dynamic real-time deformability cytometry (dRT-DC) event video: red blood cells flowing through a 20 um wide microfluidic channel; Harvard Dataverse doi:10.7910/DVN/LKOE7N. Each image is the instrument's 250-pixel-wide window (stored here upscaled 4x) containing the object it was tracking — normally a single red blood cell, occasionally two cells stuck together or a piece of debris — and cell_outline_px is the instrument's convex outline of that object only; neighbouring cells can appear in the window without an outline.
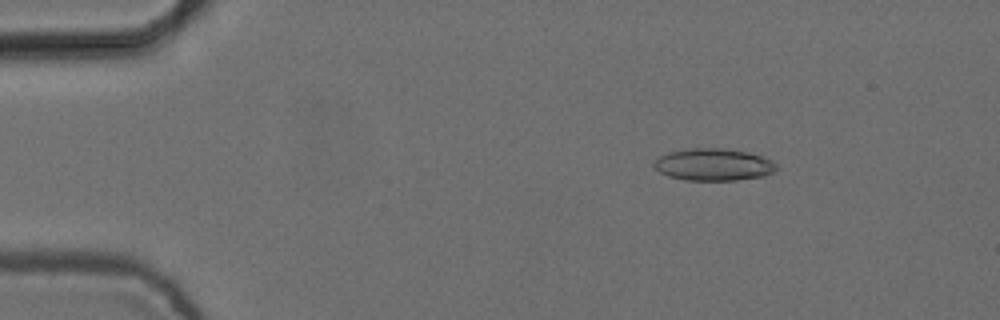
{"species": "common noctule bat (a hibernating species)", "species_latin": "Nyctalus noctula", "temperature_condition": "cold", "stored_images_in_passage": 5, "camera_frame_rate_fps": 3000, "um_per_image_px": 0.085, "animal": {"sex": "female", "body_mass_g": 24.6, "forearm_length_mm": 56.2}, "frame": {"image": 1, "passage_image": 3, "time_ms": 0.667, "image_size_px": [1000, 320], "cell_outline_px": [[780, 168], [776, 172], [764, 176], [736, 180], [684, 180], [668, 176], [660, 172], [652, 164], [660, 156], [668, 152], [688, 148], [720, 148], [748, 152], [764, 156], [772, 160]], "centroid_in_image_um": [60.7, 13.99], "position_along_channel_um": 24.3, "area_um2": 23.18}}